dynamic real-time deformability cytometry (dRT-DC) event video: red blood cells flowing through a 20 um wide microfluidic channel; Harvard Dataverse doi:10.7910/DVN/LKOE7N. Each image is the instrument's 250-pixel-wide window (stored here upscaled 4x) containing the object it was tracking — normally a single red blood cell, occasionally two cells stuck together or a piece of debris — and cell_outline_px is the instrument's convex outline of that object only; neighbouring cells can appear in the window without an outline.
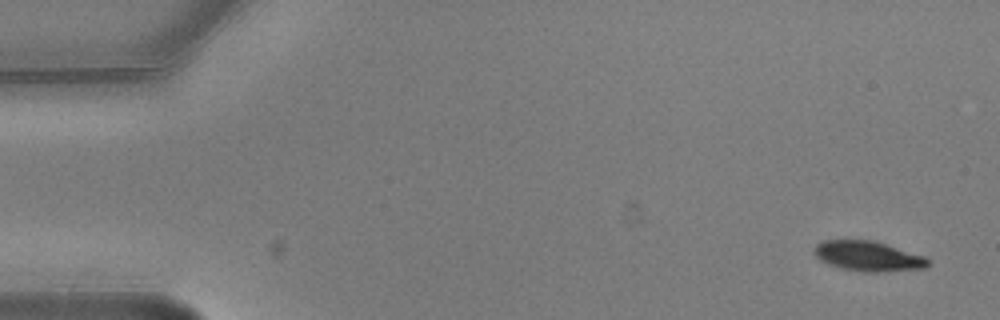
{"species": "common noctule bat (a hibernating species)", "species_latin": "Nyctalus noctula", "temperature_condition": "warm", "stored_images_in_passage": 5, "camera_frame_rate_fps": 3000, "um_per_image_px": 0.085, "animal": {"sex": "male", "body_mass_g": 20.5, "forearm_length_mm": 52.5}, "frame": {"image": 1, "passage_image": 1, "time_ms": 0.0, "image_size_px": [1000, 320], "cell_outline_px": [[928, 264], [924, 268], [876, 272], [864, 272], [840, 268], [828, 264], [820, 260], [812, 252], [812, 248], [816, 244], [824, 240], [872, 240], [924, 256], [928, 260]], "centroid_in_image_um": [73.71, 21.77], "position_along_channel_um": 11.3, "area_um2": 19.77}}
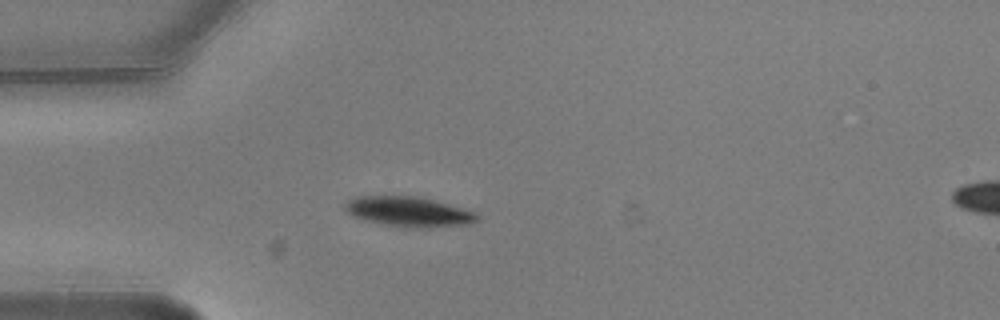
{"frame": {"image": 2, "passage_image": 4, "time_ms": 1.0, "image_size_px": [1000, 320], "cell_outline_px": [[480, 220], [468, 224], [428, 228], [404, 228], [364, 220], [352, 216], [344, 208], [344, 204], [348, 200], [356, 196], [416, 196], [448, 204], [476, 212], [480, 216]], "centroid_in_image_um": [34.75, 18.01], "position_along_channel_um": 50.3, "area_um2": 23.24}}